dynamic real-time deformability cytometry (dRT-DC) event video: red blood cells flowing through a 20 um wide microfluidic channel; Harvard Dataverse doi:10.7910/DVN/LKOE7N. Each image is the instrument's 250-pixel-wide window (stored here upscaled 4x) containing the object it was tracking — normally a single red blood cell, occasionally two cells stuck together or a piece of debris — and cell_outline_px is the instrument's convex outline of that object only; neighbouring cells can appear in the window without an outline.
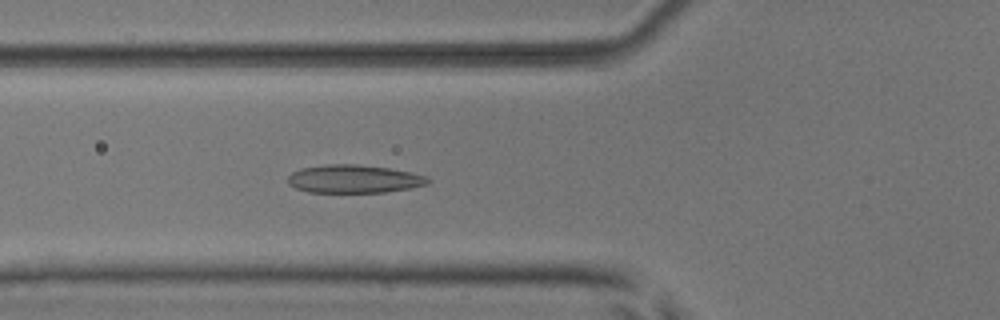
{"species": "common noctule bat (a hibernating species)", "species_latin": "Nyctalus noctula", "temperature_condition": "room temperature", "stored_images_in_passage": 38, "camera_frame_rate_fps": 3000, "um_per_image_px": 0.085, "animal": {"sex": "male", "body_mass_g": 17.9, "forearm_length_mm": 54.2}, "frame": {"image": 1, "passage_image": 6, "time_ms": 1.667, "image_size_px": [1000, 320], "cell_outline_px": [[432, 180], [428, 184], [412, 188], [384, 192], [308, 192], [296, 188], [288, 184], [288, 176], [292, 172], [300, 168], [328, 164], [356, 164], [388, 168], [412, 172], [428, 176]], "centroid_in_image_um": [30.12, 15.21], "position_along_channel_um": 95.7, "area_um2": 23.12}}
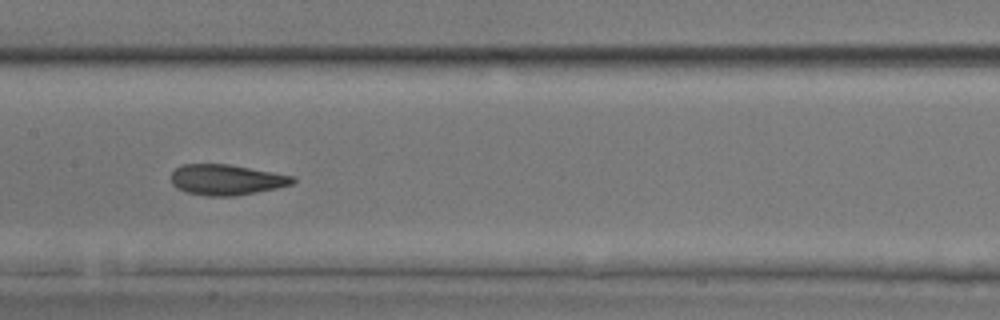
{"frame": {"image": 2, "passage_image": 13, "time_ms": 4.0, "image_size_px": [1000, 320], "cell_outline_px": [[296, 180], [292, 184], [276, 188], [236, 196], [208, 196], [184, 192], [172, 184], [172, 172], [176, 168], [184, 164], [228, 164], [296, 176]], "centroid_in_image_um": [19.26, 15.28], "position_along_channel_um": 188.1, "area_um2": 21.68}}
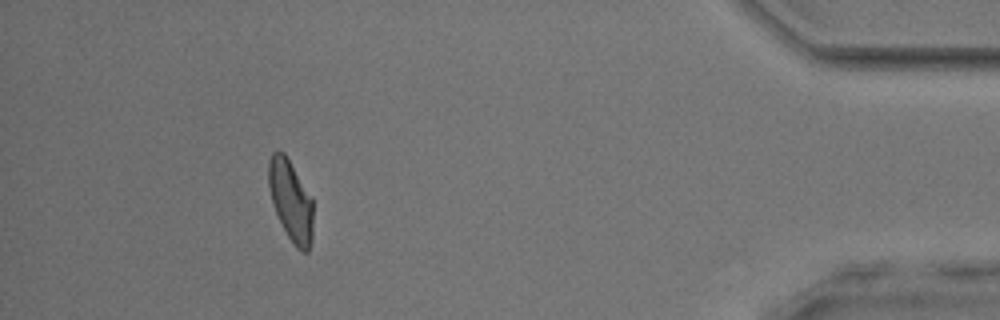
{"frame": {"image": 3, "passage_image": 34, "time_ms": 11.0, "image_size_px": [1000, 320], "cell_outline_px": [[312, 240], [308, 252], [300, 252], [296, 248], [288, 236], [276, 212], [268, 188], [268, 160], [272, 152], [284, 152], [312, 196]], "centroid_in_image_um": [24.72, 17.05], "position_along_channel_um": 410.5, "area_um2": 20.98}, "authors_computed_cell_mechanics": {"area_um2": 21.9351, "velocity_mm_per_s": 3.9559, "shape_relaxation_time_tau1_ms": 4.0864, "shape_relaxation_time_tau2_ms": 1.3, "deformation_change_tau1": 0.1482, "deformation_change_tau2": 0.0577}}